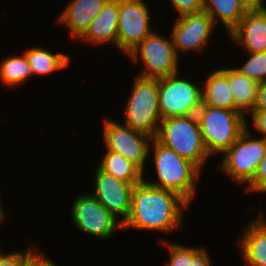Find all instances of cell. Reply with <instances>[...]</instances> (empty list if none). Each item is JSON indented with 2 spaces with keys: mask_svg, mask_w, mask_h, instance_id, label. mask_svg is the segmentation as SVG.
<instances>
[{
  "mask_svg": "<svg viewBox=\"0 0 266 266\" xmlns=\"http://www.w3.org/2000/svg\"><path fill=\"white\" fill-rule=\"evenodd\" d=\"M188 208L190 205L177 193L154 187L143 180L132 189L131 210L123 230L158 231L166 238L185 230L184 215Z\"/></svg>",
  "mask_w": 266,
  "mask_h": 266,
  "instance_id": "1",
  "label": "cell"
},
{
  "mask_svg": "<svg viewBox=\"0 0 266 266\" xmlns=\"http://www.w3.org/2000/svg\"><path fill=\"white\" fill-rule=\"evenodd\" d=\"M150 158L153 159L155 176L151 179L152 177L143 175V180L154 187L177 193L192 207V200L198 191L196 185L200 178L202 180L204 171L192 161L160 144L155 138L149 146V161Z\"/></svg>",
  "mask_w": 266,
  "mask_h": 266,
  "instance_id": "2",
  "label": "cell"
},
{
  "mask_svg": "<svg viewBox=\"0 0 266 266\" xmlns=\"http://www.w3.org/2000/svg\"><path fill=\"white\" fill-rule=\"evenodd\" d=\"M202 140L211 157L229 149L247 129V117L240 111L201 105L196 114Z\"/></svg>",
  "mask_w": 266,
  "mask_h": 266,
  "instance_id": "3",
  "label": "cell"
},
{
  "mask_svg": "<svg viewBox=\"0 0 266 266\" xmlns=\"http://www.w3.org/2000/svg\"><path fill=\"white\" fill-rule=\"evenodd\" d=\"M155 139L179 156L192 161L202 171L212 158L203 143L196 115L161 120Z\"/></svg>",
  "mask_w": 266,
  "mask_h": 266,
  "instance_id": "4",
  "label": "cell"
},
{
  "mask_svg": "<svg viewBox=\"0 0 266 266\" xmlns=\"http://www.w3.org/2000/svg\"><path fill=\"white\" fill-rule=\"evenodd\" d=\"M131 85L121 122L155 138L162 120L158 102L159 79L136 76Z\"/></svg>",
  "mask_w": 266,
  "mask_h": 266,
  "instance_id": "5",
  "label": "cell"
},
{
  "mask_svg": "<svg viewBox=\"0 0 266 266\" xmlns=\"http://www.w3.org/2000/svg\"><path fill=\"white\" fill-rule=\"evenodd\" d=\"M163 35L153 31L125 55L135 65L143 63L136 76L159 79L180 72L181 59L175 51L171 35Z\"/></svg>",
  "mask_w": 266,
  "mask_h": 266,
  "instance_id": "6",
  "label": "cell"
},
{
  "mask_svg": "<svg viewBox=\"0 0 266 266\" xmlns=\"http://www.w3.org/2000/svg\"><path fill=\"white\" fill-rule=\"evenodd\" d=\"M247 125V129L237 141L220 156L218 170L228 175L233 183L245 188L254 178L259 163L266 153V140L255 136Z\"/></svg>",
  "mask_w": 266,
  "mask_h": 266,
  "instance_id": "7",
  "label": "cell"
},
{
  "mask_svg": "<svg viewBox=\"0 0 266 266\" xmlns=\"http://www.w3.org/2000/svg\"><path fill=\"white\" fill-rule=\"evenodd\" d=\"M183 76V77H182ZM179 72L159 78L158 102L161 119L196 115L202 105L200 83ZM191 80V81H190Z\"/></svg>",
  "mask_w": 266,
  "mask_h": 266,
  "instance_id": "8",
  "label": "cell"
},
{
  "mask_svg": "<svg viewBox=\"0 0 266 266\" xmlns=\"http://www.w3.org/2000/svg\"><path fill=\"white\" fill-rule=\"evenodd\" d=\"M71 221L79 233L95 239L111 240L116 231H123V224L111 214L91 193H80L70 207Z\"/></svg>",
  "mask_w": 266,
  "mask_h": 266,
  "instance_id": "9",
  "label": "cell"
},
{
  "mask_svg": "<svg viewBox=\"0 0 266 266\" xmlns=\"http://www.w3.org/2000/svg\"><path fill=\"white\" fill-rule=\"evenodd\" d=\"M102 124L105 149L122 155L147 175L149 146L153 138L109 116H104Z\"/></svg>",
  "mask_w": 266,
  "mask_h": 266,
  "instance_id": "10",
  "label": "cell"
},
{
  "mask_svg": "<svg viewBox=\"0 0 266 266\" xmlns=\"http://www.w3.org/2000/svg\"><path fill=\"white\" fill-rule=\"evenodd\" d=\"M175 20L169 30L178 57L190 52L204 54L210 42L214 41L211 39L217 29L212 18L202 11L176 17Z\"/></svg>",
  "mask_w": 266,
  "mask_h": 266,
  "instance_id": "11",
  "label": "cell"
},
{
  "mask_svg": "<svg viewBox=\"0 0 266 266\" xmlns=\"http://www.w3.org/2000/svg\"><path fill=\"white\" fill-rule=\"evenodd\" d=\"M145 1L118 0L117 49L124 55L154 31L152 10Z\"/></svg>",
  "mask_w": 266,
  "mask_h": 266,
  "instance_id": "12",
  "label": "cell"
},
{
  "mask_svg": "<svg viewBox=\"0 0 266 266\" xmlns=\"http://www.w3.org/2000/svg\"><path fill=\"white\" fill-rule=\"evenodd\" d=\"M92 170L93 190L90 192L122 224L129 217L131 193L134 185L102 172L97 166Z\"/></svg>",
  "mask_w": 266,
  "mask_h": 266,
  "instance_id": "13",
  "label": "cell"
},
{
  "mask_svg": "<svg viewBox=\"0 0 266 266\" xmlns=\"http://www.w3.org/2000/svg\"><path fill=\"white\" fill-rule=\"evenodd\" d=\"M227 35L244 53L266 51V9L248 10Z\"/></svg>",
  "mask_w": 266,
  "mask_h": 266,
  "instance_id": "14",
  "label": "cell"
},
{
  "mask_svg": "<svg viewBox=\"0 0 266 266\" xmlns=\"http://www.w3.org/2000/svg\"><path fill=\"white\" fill-rule=\"evenodd\" d=\"M107 0H69L66 6L58 14L57 26L70 32L73 41L79 40L87 31L90 23L100 12Z\"/></svg>",
  "mask_w": 266,
  "mask_h": 266,
  "instance_id": "15",
  "label": "cell"
},
{
  "mask_svg": "<svg viewBox=\"0 0 266 266\" xmlns=\"http://www.w3.org/2000/svg\"><path fill=\"white\" fill-rule=\"evenodd\" d=\"M118 15V0H107L78 41L94 47L112 44L117 48Z\"/></svg>",
  "mask_w": 266,
  "mask_h": 266,
  "instance_id": "16",
  "label": "cell"
},
{
  "mask_svg": "<svg viewBox=\"0 0 266 266\" xmlns=\"http://www.w3.org/2000/svg\"><path fill=\"white\" fill-rule=\"evenodd\" d=\"M241 230L236 238L243 266H266V226L256 217Z\"/></svg>",
  "mask_w": 266,
  "mask_h": 266,
  "instance_id": "17",
  "label": "cell"
},
{
  "mask_svg": "<svg viewBox=\"0 0 266 266\" xmlns=\"http://www.w3.org/2000/svg\"><path fill=\"white\" fill-rule=\"evenodd\" d=\"M201 83L202 104L214 108L239 111L234 105V97L228 76L220 69L205 74Z\"/></svg>",
  "mask_w": 266,
  "mask_h": 266,
  "instance_id": "18",
  "label": "cell"
},
{
  "mask_svg": "<svg viewBox=\"0 0 266 266\" xmlns=\"http://www.w3.org/2000/svg\"><path fill=\"white\" fill-rule=\"evenodd\" d=\"M219 68L228 76L235 107L247 116L255 105L258 82L238 71L235 65L233 67L221 65Z\"/></svg>",
  "mask_w": 266,
  "mask_h": 266,
  "instance_id": "19",
  "label": "cell"
},
{
  "mask_svg": "<svg viewBox=\"0 0 266 266\" xmlns=\"http://www.w3.org/2000/svg\"><path fill=\"white\" fill-rule=\"evenodd\" d=\"M30 64L33 76L42 77L54 72L66 70L72 62L71 57L63 52H52L43 46H33L24 51Z\"/></svg>",
  "mask_w": 266,
  "mask_h": 266,
  "instance_id": "20",
  "label": "cell"
},
{
  "mask_svg": "<svg viewBox=\"0 0 266 266\" xmlns=\"http://www.w3.org/2000/svg\"><path fill=\"white\" fill-rule=\"evenodd\" d=\"M205 11L217 26L222 25L226 35L240 22L248 11L241 0H203Z\"/></svg>",
  "mask_w": 266,
  "mask_h": 266,
  "instance_id": "21",
  "label": "cell"
},
{
  "mask_svg": "<svg viewBox=\"0 0 266 266\" xmlns=\"http://www.w3.org/2000/svg\"><path fill=\"white\" fill-rule=\"evenodd\" d=\"M96 166L102 172L129 184H139L143 181V172L134 163L107 149Z\"/></svg>",
  "mask_w": 266,
  "mask_h": 266,
  "instance_id": "22",
  "label": "cell"
},
{
  "mask_svg": "<svg viewBox=\"0 0 266 266\" xmlns=\"http://www.w3.org/2000/svg\"><path fill=\"white\" fill-rule=\"evenodd\" d=\"M2 58L0 61V83L4 88H18L33 77V71L24 52Z\"/></svg>",
  "mask_w": 266,
  "mask_h": 266,
  "instance_id": "23",
  "label": "cell"
},
{
  "mask_svg": "<svg viewBox=\"0 0 266 266\" xmlns=\"http://www.w3.org/2000/svg\"><path fill=\"white\" fill-rule=\"evenodd\" d=\"M168 239L159 237L157 244L159 247L167 248L169 253L168 260L165 261L163 266H190L192 259L204 248L202 245L198 247L194 245H185L180 242H170Z\"/></svg>",
  "mask_w": 266,
  "mask_h": 266,
  "instance_id": "24",
  "label": "cell"
},
{
  "mask_svg": "<svg viewBox=\"0 0 266 266\" xmlns=\"http://www.w3.org/2000/svg\"><path fill=\"white\" fill-rule=\"evenodd\" d=\"M244 63L235 68L258 83L266 80V51L258 53H246Z\"/></svg>",
  "mask_w": 266,
  "mask_h": 266,
  "instance_id": "25",
  "label": "cell"
},
{
  "mask_svg": "<svg viewBox=\"0 0 266 266\" xmlns=\"http://www.w3.org/2000/svg\"><path fill=\"white\" fill-rule=\"evenodd\" d=\"M34 242L32 245H28L25 251H19L14 249L13 251L4 253L0 246V266H23L25 262L42 246Z\"/></svg>",
  "mask_w": 266,
  "mask_h": 266,
  "instance_id": "26",
  "label": "cell"
},
{
  "mask_svg": "<svg viewBox=\"0 0 266 266\" xmlns=\"http://www.w3.org/2000/svg\"><path fill=\"white\" fill-rule=\"evenodd\" d=\"M244 194H266V153L263 159L260 161L257 172L253 180L243 189Z\"/></svg>",
  "mask_w": 266,
  "mask_h": 266,
  "instance_id": "27",
  "label": "cell"
},
{
  "mask_svg": "<svg viewBox=\"0 0 266 266\" xmlns=\"http://www.w3.org/2000/svg\"><path fill=\"white\" fill-rule=\"evenodd\" d=\"M176 17L195 14L203 11V0H170Z\"/></svg>",
  "mask_w": 266,
  "mask_h": 266,
  "instance_id": "28",
  "label": "cell"
},
{
  "mask_svg": "<svg viewBox=\"0 0 266 266\" xmlns=\"http://www.w3.org/2000/svg\"><path fill=\"white\" fill-rule=\"evenodd\" d=\"M247 125L252 123V129L260 135H256L266 140V111H251L247 116ZM251 119H249V118ZM251 121V122H250Z\"/></svg>",
  "mask_w": 266,
  "mask_h": 266,
  "instance_id": "29",
  "label": "cell"
},
{
  "mask_svg": "<svg viewBox=\"0 0 266 266\" xmlns=\"http://www.w3.org/2000/svg\"><path fill=\"white\" fill-rule=\"evenodd\" d=\"M39 249L25 262L23 266H59L54 260L49 258L43 249Z\"/></svg>",
  "mask_w": 266,
  "mask_h": 266,
  "instance_id": "30",
  "label": "cell"
},
{
  "mask_svg": "<svg viewBox=\"0 0 266 266\" xmlns=\"http://www.w3.org/2000/svg\"><path fill=\"white\" fill-rule=\"evenodd\" d=\"M252 111H266V80L258 83L256 101Z\"/></svg>",
  "mask_w": 266,
  "mask_h": 266,
  "instance_id": "31",
  "label": "cell"
},
{
  "mask_svg": "<svg viewBox=\"0 0 266 266\" xmlns=\"http://www.w3.org/2000/svg\"><path fill=\"white\" fill-rule=\"evenodd\" d=\"M208 248L205 246L193 259L190 266H213Z\"/></svg>",
  "mask_w": 266,
  "mask_h": 266,
  "instance_id": "32",
  "label": "cell"
},
{
  "mask_svg": "<svg viewBox=\"0 0 266 266\" xmlns=\"http://www.w3.org/2000/svg\"><path fill=\"white\" fill-rule=\"evenodd\" d=\"M265 0H241V3L247 10H263L266 9Z\"/></svg>",
  "mask_w": 266,
  "mask_h": 266,
  "instance_id": "33",
  "label": "cell"
},
{
  "mask_svg": "<svg viewBox=\"0 0 266 266\" xmlns=\"http://www.w3.org/2000/svg\"><path fill=\"white\" fill-rule=\"evenodd\" d=\"M0 194H1V192H0ZM2 196L0 195V225L2 224V223H5V218L7 217V215L5 214L6 213V211H5V209H4V206L2 205L3 203H2Z\"/></svg>",
  "mask_w": 266,
  "mask_h": 266,
  "instance_id": "34",
  "label": "cell"
},
{
  "mask_svg": "<svg viewBox=\"0 0 266 266\" xmlns=\"http://www.w3.org/2000/svg\"><path fill=\"white\" fill-rule=\"evenodd\" d=\"M257 218L266 226V213L263 212V209L260 208V210L257 212Z\"/></svg>",
  "mask_w": 266,
  "mask_h": 266,
  "instance_id": "35",
  "label": "cell"
}]
</instances>
